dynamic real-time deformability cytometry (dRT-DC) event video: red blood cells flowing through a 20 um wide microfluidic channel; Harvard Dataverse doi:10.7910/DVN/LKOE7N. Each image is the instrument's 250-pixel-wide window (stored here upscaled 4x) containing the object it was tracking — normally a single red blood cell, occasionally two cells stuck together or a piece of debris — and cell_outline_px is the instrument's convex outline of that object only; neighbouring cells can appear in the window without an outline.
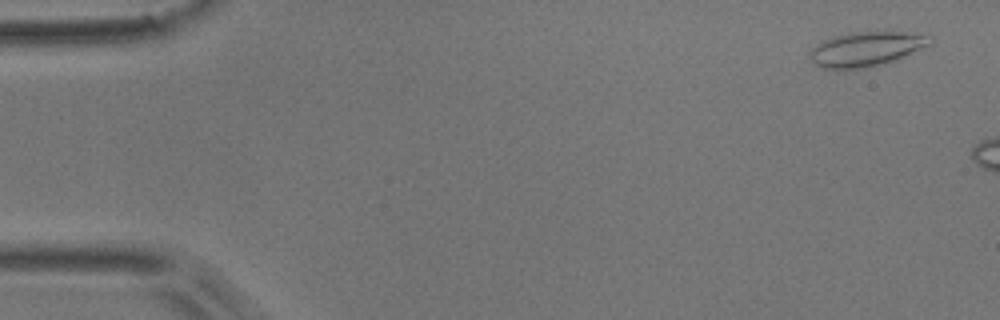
{"species": "common noctule bat (a hibernating species)", "species_latin": "Nyctalus noctula", "temperature_condition": "room temperature", "stored_images_in_passage": 3, "camera_frame_rate_fps": 3000, "um_per_image_px": 0.085, "animal": {"sex": "male", "body_mass_g": 17.9}, "frame": {"image": 1, "passage_image": 1, "time_ms": 0.0, "image_size_px": [1000, 320], "cell_outline_px": [[932, 44], [896, 60], [884, 64], [868, 68], [836, 72], [820, 68], [808, 56], [808, 52], [816, 44], [824, 40], [848, 32], [888, 28], [924, 36], [932, 40]], "centroid_in_image_um": [73.58, 4.17], "position_along_channel_um": 11.4, "area_um2": 25.55}}